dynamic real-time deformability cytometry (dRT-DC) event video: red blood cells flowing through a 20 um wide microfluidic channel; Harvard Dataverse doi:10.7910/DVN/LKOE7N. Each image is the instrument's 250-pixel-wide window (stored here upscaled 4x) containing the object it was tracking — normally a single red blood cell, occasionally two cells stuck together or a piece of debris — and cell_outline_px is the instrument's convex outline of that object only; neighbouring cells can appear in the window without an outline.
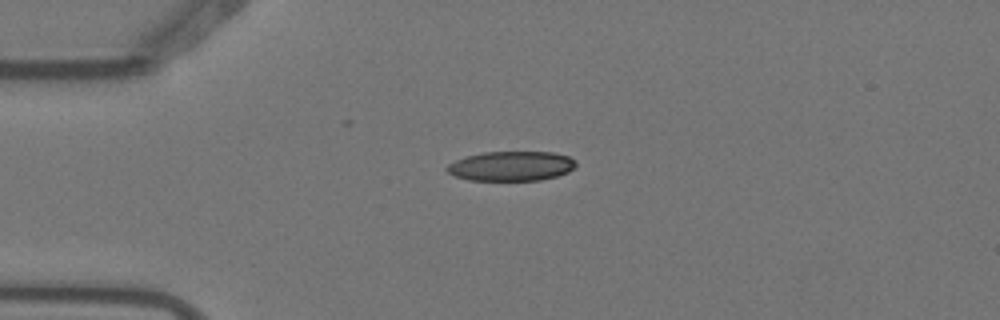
{"species": "Egyptian fruit bat (a non-hibernating species)", "species_latin": "Rousettus aegyptiacus", "temperature_condition": "warm", "stored_images_in_passage": 4, "camera_frame_rate_fps": 3000, "um_per_image_px": 0.085, "animal": {"sex": "female"}, "frame": {"image": 1, "passage_image": 1, "time_ms": 0.0, "image_size_px": [1000, 320], "cell_outline_px": [[576, 164], [568, 172], [556, 176], [540, 180], [468, 180], [456, 176], [448, 172], [444, 168], [448, 164], [456, 160], [468, 156], [484, 152], [552, 152], [568, 156], [576, 160]], "centroid_in_image_um": [43.45, 14.11], "position_along_channel_um": 41.5, "area_um2": 22.14}}
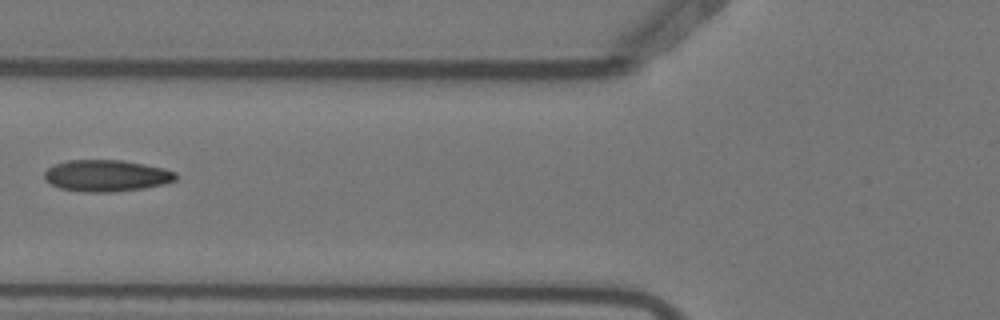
{"frame": {"image": 2, "passage_image": 3, "time_ms": 0.667, "image_size_px": [1000, 320], "cell_outline_px": [[176, 180], [164, 184], [144, 188], [116, 192], [84, 192], [60, 188], [44, 180], [44, 172], [48, 168], [56, 164], [68, 160], [124, 160], [164, 168], [176, 172]], "centroid_in_image_um": [9.06, 14.93], "position_along_channel_um": 116.7, "area_um2": 24.28}}
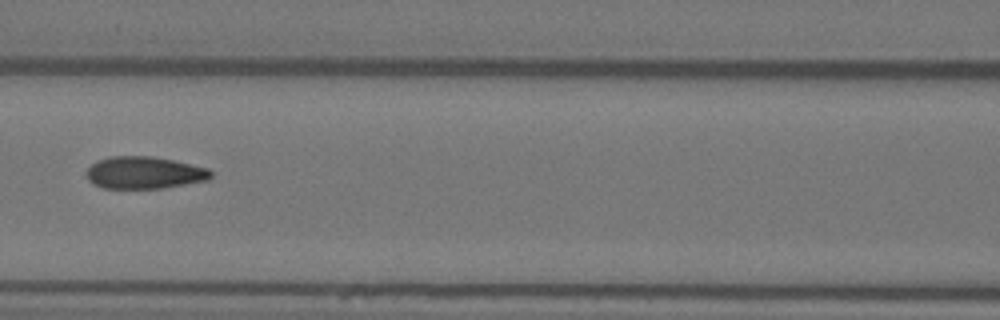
{"frame": {"image": 3, "passage_image": 4, "time_ms": 1.0, "image_size_px": [1000, 320], "cell_outline_px": [[212, 176], [208, 180], [164, 188], [104, 188], [92, 184], [88, 180], [84, 172], [96, 160], [108, 156], [152, 156], [172, 160], [208, 168], [212, 172]], "centroid_in_image_um": [12.22, 14.68], "position_along_channel_um": 154.4, "area_um2": 23.52}}